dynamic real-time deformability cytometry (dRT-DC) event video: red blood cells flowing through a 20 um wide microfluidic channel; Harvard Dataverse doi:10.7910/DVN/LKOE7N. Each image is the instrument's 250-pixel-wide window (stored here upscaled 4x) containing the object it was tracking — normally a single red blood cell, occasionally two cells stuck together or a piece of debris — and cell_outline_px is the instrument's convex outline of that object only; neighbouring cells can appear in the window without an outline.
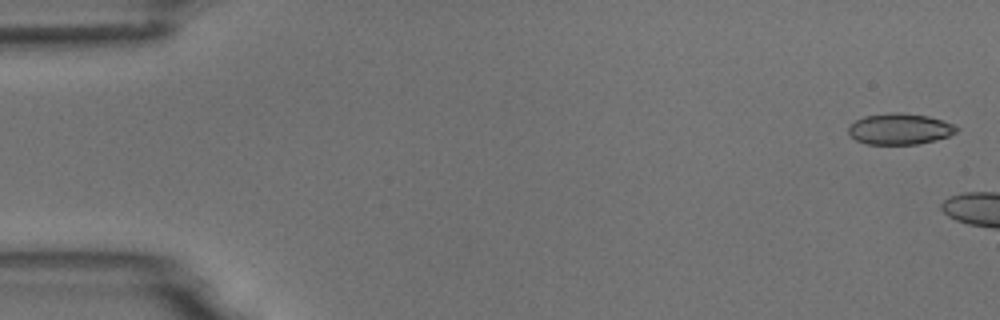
{"species": "common noctule bat (a hibernating species)", "species_latin": "Nyctalus noctula", "temperature_condition": "room temperature", "stored_images_in_passage": 3, "camera_frame_rate_fps": 3000, "um_per_image_px": 0.085, "animal": {"sex": "male", "body_mass_g": 18.8}, "frame": {"image": 1, "passage_image": 1, "time_ms": 0.0, "image_size_px": [1000, 320], "cell_outline_px": [[960, 128], [956, 132], [948, 136], [936, 140], [916, 144], [868, 144], [856, 140], [848, 132], [848, 128], [856, 120], [864, 116], [892, 112], [900, 112], [928, 116], [952, 124]], "centroid_in_image_um": [76.48, 10.96], "position_along_channel_um": 8.5, "area_um2": 19.42}}